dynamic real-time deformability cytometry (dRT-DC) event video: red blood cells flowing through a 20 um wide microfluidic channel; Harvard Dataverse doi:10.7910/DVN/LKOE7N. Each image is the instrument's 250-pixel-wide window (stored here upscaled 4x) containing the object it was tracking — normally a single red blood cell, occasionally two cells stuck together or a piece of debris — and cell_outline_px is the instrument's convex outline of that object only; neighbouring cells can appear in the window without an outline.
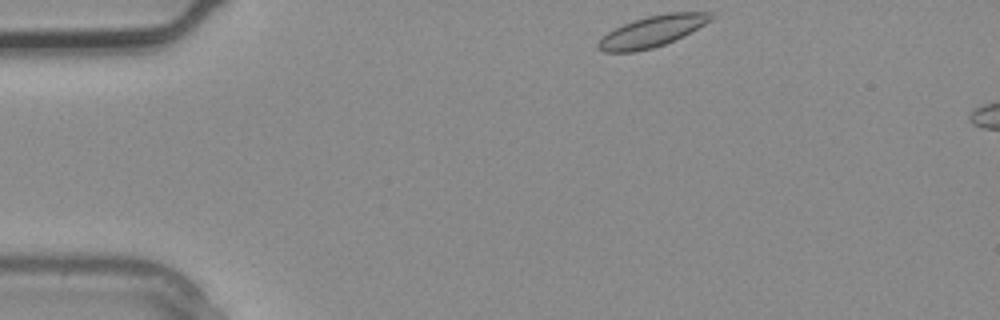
{"species": "common noctule bat (a hibernating species)", "species_latin": "Nyctalus noctula", "temperature_condition": "warm", "stored_images_in_passage": 2, "camera_frame_rate_fps": 3000, "um_per_image_px": 0.085, "animal": {"sex": "male", "body_mass_g": 20.4}, "frame": {"image": 1, "passage_image": 1, "time_ms": 0.0, "image_size_px": [1000, 320], "cell_outline_px": [[716, 16], [712, 20], [664, 44], [652, 48], [632, 52], [604, 52], [596, 48], [596, 44], [608, 32], [624, 24], [648, 16], [668, 12], [712, 12]], "centroid_in_image_um": [55.43, 2.66], "position_along_channel_um": 29.6, "area_um2": 20.0}}